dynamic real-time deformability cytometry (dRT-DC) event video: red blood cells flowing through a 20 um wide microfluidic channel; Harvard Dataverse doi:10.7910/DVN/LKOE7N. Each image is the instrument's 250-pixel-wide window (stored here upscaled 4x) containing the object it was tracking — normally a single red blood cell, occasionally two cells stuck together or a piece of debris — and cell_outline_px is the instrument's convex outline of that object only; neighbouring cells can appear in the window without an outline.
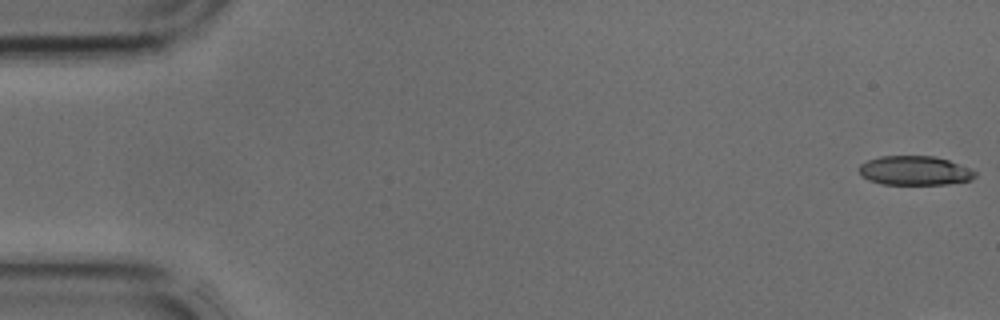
{"species": "common noctule bat (a hibernating species)", "species_latin": "Nyctalus noctula", "temperature_condition": "cold", "stored_images_in_passage": 8, "camera_frame_rate_fps": 3000, "um_per_image_px": 0.085, "animal": {"sex": "male", "body_mass_g": 17.9, "forearm_length_mm": 54.2}, "frame": {"image": 1, "passage_image": 1, "time_ms": 0.0, "image_size_px": [1000, 320], "cell_outline_px": [[976, 176], [972, 180], [948, 184], [880, 184], [868, 180], [860, 172], [860, 164], [868, 160], [880, 156], [932, 156], [948, 160], [972, 168], [976, 172]], "centroid_in_image_um": [77.79, 14.5], "position_along_channel_um": 7.2, "area_um2": 19.77}}